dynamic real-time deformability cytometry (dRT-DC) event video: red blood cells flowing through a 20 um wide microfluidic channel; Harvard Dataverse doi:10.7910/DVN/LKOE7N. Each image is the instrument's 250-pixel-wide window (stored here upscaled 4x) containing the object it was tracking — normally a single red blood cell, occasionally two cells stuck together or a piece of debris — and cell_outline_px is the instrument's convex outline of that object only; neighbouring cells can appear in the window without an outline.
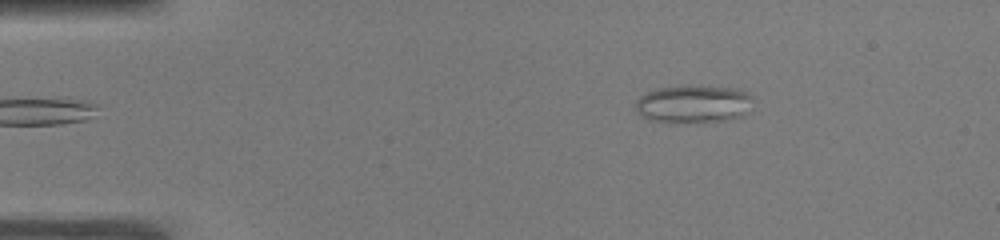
{"species": "common noctule bat (a hibernating species)", "species_latin": "Nyctalus noctula", "temperature_condition": "warm", "stored_images_in_passage": 44, "camera_frame_rate_fps": 3000, "um_per_image_px": 0.085, "animal": {"sex": "male", "body_mass_g": 19.0, "forearm_length_mm": 50.8}, "frame": {"image": 1, "passage_image": 1, "time_ms": 0.0, "image_size_px": [1000, 240], "cell_outline_px": [[752, 100], [744, 112], [740, 116], [724, 120], [700, 124], [648, 120], [636, 112], [636, 100], [640, 96], [656, 88], [684, 84], [700, 84], [732, 88], [748, 92], [752, 96]], "centroid_in_image_um": [58.89, 8.82], "position_along_channel_um": 26.1, "area_um2": 26.53}}
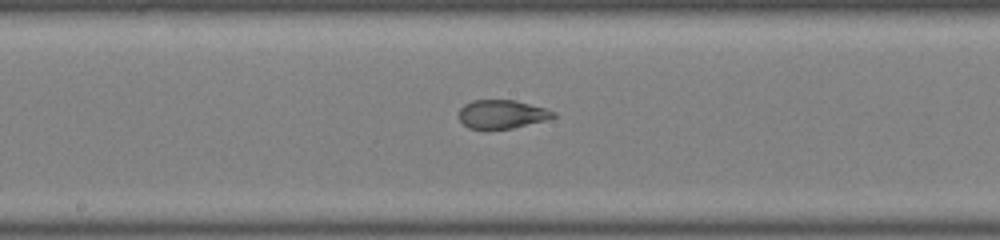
{"frame": {"image": 2, "passage_image": 20, "time_ms": 6.333, "image_size_px": [1000, 240], "cell_outline_px": [[556, 116], [544, 120], [512, 128], [468, 128], [460, 120], [460, 108], [464, 104], [472, 100], [516, 100], [544, 108], [556, 112]], "centroid_in_image_um": [42.66, 9.69], "position_along_channel_um": 205.5, "area_um2": 15.43}}
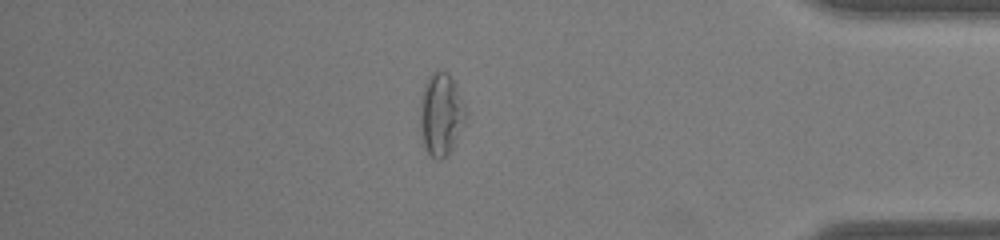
{"frame": {"image": 3, "passage_image": 37, "time_ms": 12.0, "image_size_px": [1000, 240], "cell_outline_px": [[468, 116], [448, 152], [440, 160], [436, 160], [428, 152], [424, 144], [420, 128], [420, 100], [424, 84], [428, 76], [436, 68], [440, 68], [448, 72], [464, 104]], "centroid_in_image_um": [37.46, 9.64], "position_along_channel_um": 397.7, "area_um2": 21.73}, "authors_computed_cell_mechanics": {"area_um2": 19.4208, "velocity_mm_per_s": 3.9165, "shape_relaxation_time_tau1_ms": null, "shape_relaxation_time_tau2_ms": 1.0169, "deformation_change_tau1": null, "deformation_change_tau2": 0.0681}}